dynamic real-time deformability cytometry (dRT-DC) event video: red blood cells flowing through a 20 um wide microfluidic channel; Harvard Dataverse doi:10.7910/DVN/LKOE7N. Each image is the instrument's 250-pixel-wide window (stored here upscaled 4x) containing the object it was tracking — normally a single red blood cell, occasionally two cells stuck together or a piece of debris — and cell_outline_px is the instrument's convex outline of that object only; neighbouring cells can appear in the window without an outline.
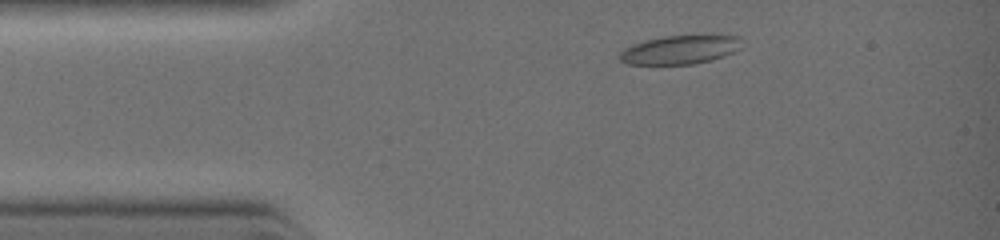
{"species": "common noctule bat (a hibernating species)", "species_latin": "Nyctalus noctula", "temperature_condition": "warm", "stored_images_in_passage": 7, "camera_frame_rate_fps": 3000, "um_per_image_px": 0.085, "animal": {"sex": "female", "body_mass_g": 19.0, "forearm_length_mm": 51.5}, "frame": {"image": 1, "passage_image": 1, "time_ms": 0.0, "image_size_px": [1000, 240], "cell_outline_px": [[740, 48], [724, 56], [712, 60], [692, 64], [628, 64], [620, 60], [620, 52], [624, 48], [632, 44], [644, 40], [664, 36], [712, 32], [740, 36]], "centroid_in_image_um": [57.87, 4.17], "position_along_channel_um": 27.1, "area_um2": 21.27}}
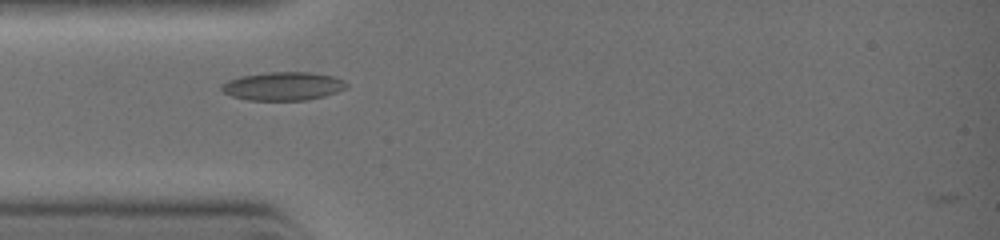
{"frame": {"image": 2, "passage_image": 4, "time_ms": 1.333, "image_size_px": [1000, 240], "cell_outline_px": [[348, 84], [344, 88], [336, 92], [324, 96], [304, 100], [248, 100], [232, 96], [224, 92], [220, 88], [220, 84], [228, 80], [240, 76], [268, 72], [312, 72], [332, 76], [344, 80]], "centroid_in_image_um": [24.03, 7.32], "position_along_channel_um": 61.0, "area_um2": 20.63}}
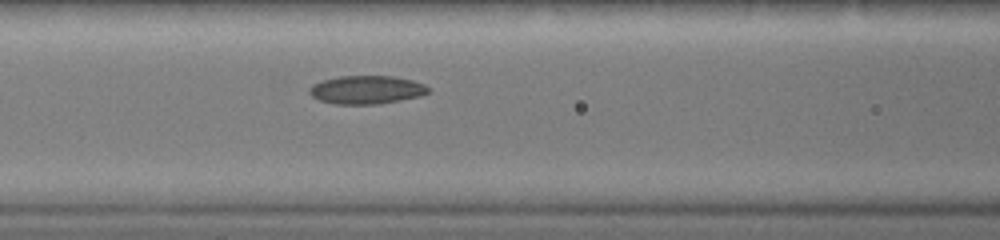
{"frame": {"image": 3, "passage_image": 7, "time_ms": 2.667, "image_size_px": [1000, 240], "cell_outline_px": [[428, 92], [420, 96], [380, 104], [336, 104], [320, 100], [312, 96], [308, 92], [308, 88], [312, 84], [320, 80], [340, 76], [392, 76], [412, 80], [424, 84], [428, 88]], "centroid_in_image_um": [31.11, 7.63], "position_along_channel_um": 135.5, "area_um2": 19.65}}